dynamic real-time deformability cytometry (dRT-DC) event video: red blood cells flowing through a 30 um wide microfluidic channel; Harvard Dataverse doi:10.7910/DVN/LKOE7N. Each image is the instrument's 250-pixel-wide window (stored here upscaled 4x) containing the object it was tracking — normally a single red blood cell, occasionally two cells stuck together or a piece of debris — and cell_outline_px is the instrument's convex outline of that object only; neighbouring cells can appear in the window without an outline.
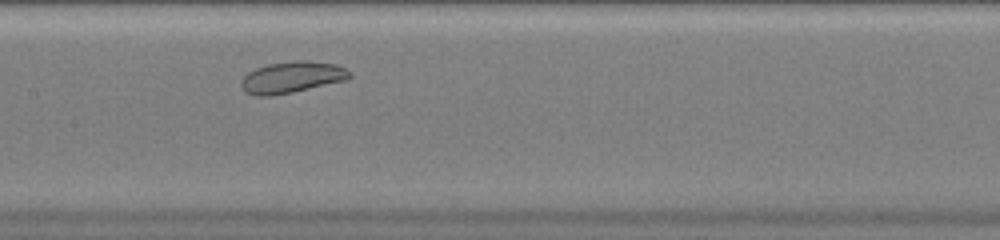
{"species": "common noctule bat (a hibernating species)", "species_latin": "Nyctalus noctula", "temperature_condition": "warm", "stored_images_in_passage": 27, "camera_frame_rate_fps": 3000, "um_per_image_px": 0.085, "animal": {"sex": "female", "body_mass_g": 20.0, "forearm_length_mm": 54.0}, "frame": {"image": 1, "passage_image": 11, "time_ms": 3.333, "image_size_px": [1000, 240], "cell_outline_px": [[352, 76], [348, 80], [292, 92], [268, 96], [256, 96], [248, 92], [240, 84], [240, 80], [248, 72], [256, 68], [268, 64], [300, 60], [304, 60], [336, 64], [352, 72]], "centroid_in_image_um": [24.84, 6.56], "position_along_channel_um": 182.6, "area_um2": 19.77}}
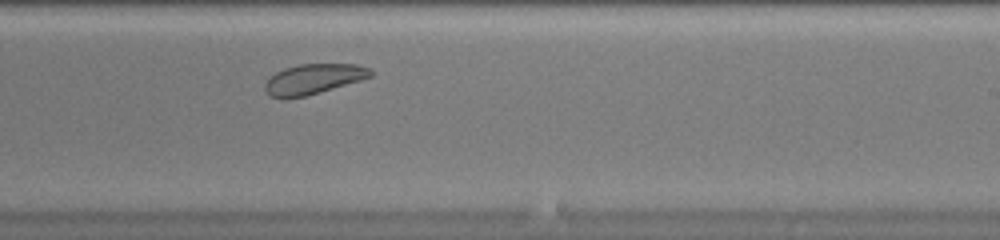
{"frame": {"image": 2, "passage_image": 17, "time_ms": 5.333, "image_size_px": [1000, 240], "cell_outline_px": [[376, 72], [372, 76], [360, 80], [320, 92], [304, 96], [284, 100], [272, 96], [264, 88], [264, 84], [276, 72], [284, 68], [300, 64], [356, 64], [372, 68]], "centroid_in_image_um": [26.67, 6.71], "position_along_channel_um": 262.3, "area_um2": 18.61}}
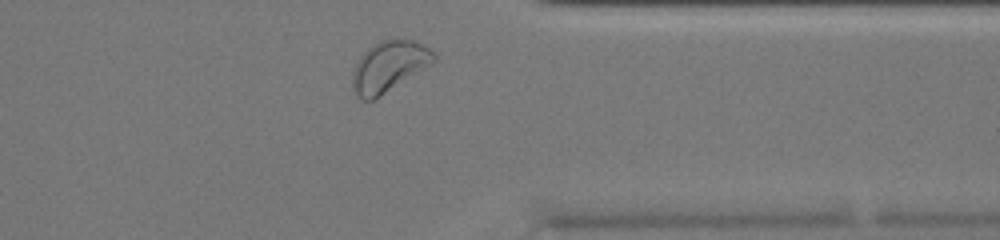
{"frame": {"image": 3, "passage_image": 26, "time_ms": 8.333, "image_size_px": [1000, 240], "cell_outline_px": [[436, 60], [432, 64], [380, 96], [372, 100], [364, 100], [356, 96], [352, 84], [352, 76], [356, 64], [360, 56], [368, 48], [380, 40], [412, 40], [424, 44], [436, 56]], "centroid_in_image_um": [33.06, 5.65], "position_along_channel_um": 378.3, "area_um2": 23.76}, "authors_computed_cell_mechanics": {"area_um2": 19.7676, "velocity_mm_per_s": 3.9926, "shape_relaxation_time_tau1_ms": null, "shape_relaxation_time_tau2_ms": 2.2862, "deformation_change_tau1": null, "deformation_change_tau2": 0.0783}}